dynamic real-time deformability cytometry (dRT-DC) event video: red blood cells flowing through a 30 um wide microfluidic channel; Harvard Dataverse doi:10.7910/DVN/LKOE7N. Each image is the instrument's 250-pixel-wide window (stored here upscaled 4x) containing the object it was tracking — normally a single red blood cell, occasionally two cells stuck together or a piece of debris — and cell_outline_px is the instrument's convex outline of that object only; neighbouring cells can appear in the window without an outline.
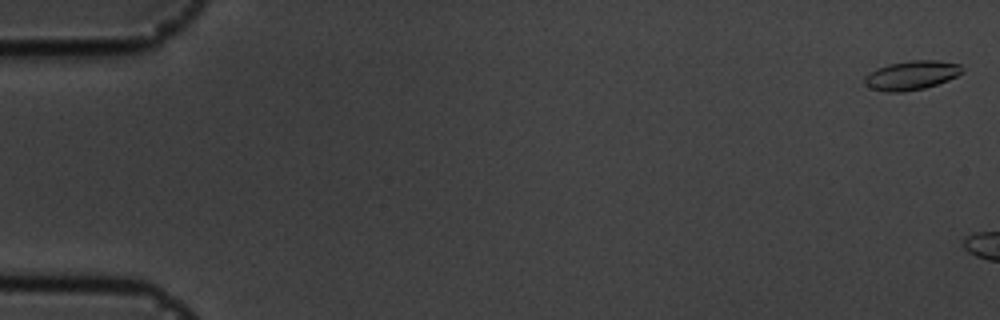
{"species": "common noctule bat (a hibernating species)", "species_latin": "Nyctalus noctula", "temperature_condition": "cold", "stored_images_in_passage": 6, "camera_frame_rate_fps": 3000, "um_per_image_px": 0.085, "animal": {"sex": "male", "body_mass_g": 19.5, "forearm_length_mm": 54.6}, "frame": {"image": 1, "passage_image": 2, "time_ms": 0.333, "image_size_px": [1000, 320], "cell_outline_px": [[964, 72], [948, 80], [924, 88], [904, 92], [884, 92], [872, 88], [864, 84], [864, 76], [868, 72], [876, 68], [888, 64], [912, 60], [936, 60], [960, 64], [964, 68]], "centroid_in_image_um": [77.46, 6.39], "position_along_channel_um": 7.5, "area_um2": 16.7}}